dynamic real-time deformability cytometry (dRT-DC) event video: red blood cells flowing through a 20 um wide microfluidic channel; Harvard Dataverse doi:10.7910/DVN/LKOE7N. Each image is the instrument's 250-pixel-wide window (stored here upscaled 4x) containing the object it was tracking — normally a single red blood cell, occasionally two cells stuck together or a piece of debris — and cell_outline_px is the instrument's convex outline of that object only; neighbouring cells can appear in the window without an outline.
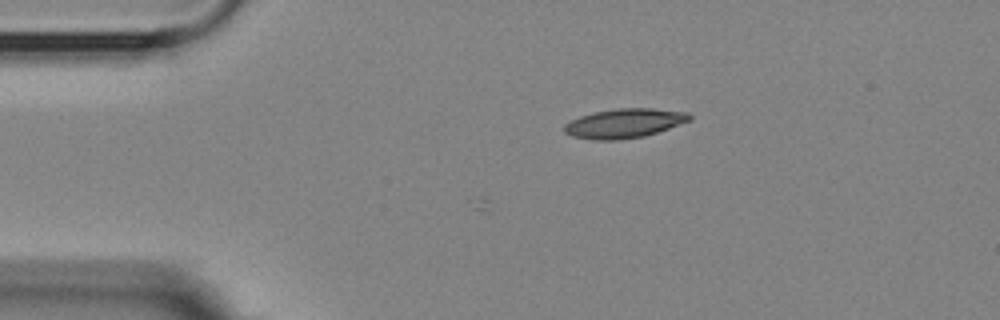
{"species": "Egyptian fruit bat (a non-hibernating species)", "species_latin": "Rousettus aegyptiacus", "temperature_condition": "room temperature", "stored_images_in_passage": 3, "camera_frame_rate_fps": 3000, "um_per_image_px": 0.085, "animal": {"sex": "female"}, "frame": {"image": 1, "passage_image": 1, "time_ms": 0.0, "image_size_px": [1000, 320], "cell_outline_px": [[692, 120], [644, 136], [620, 140], [596, 140], [572, 136], [564, 132], [564, 124], [580, 116], [596, 112], [616, 108], [652, 108], [688, 112], [692, 116]], "centroid_in_image_um": [53.08, 10.48], "position_along_channel_um": 31.9, "area_um2": 21.33}}
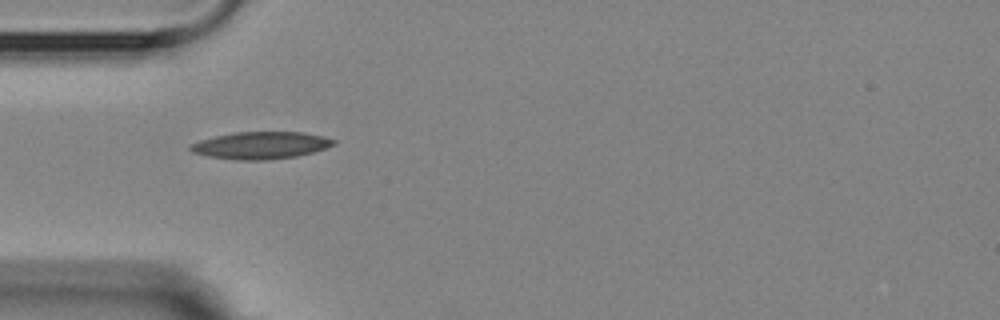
{"frame": {"image": 2, "passage_image": 2, "time_ms": 2.0, "image_size_px": [1000, 320], "cell_outline_px": [[336, 144], [312, 152], [296, 156], [268, 160], [236, 160], [208, 156], [192, 152], [188, 148], [188, 144], [200, 140], [232, 132], [304, 132], [324, 136], [336, 140]], "centroid_in_image_um": [22.14, 12.35], "position_along_channel_um": 62.9, "area_um2": 22.77}}
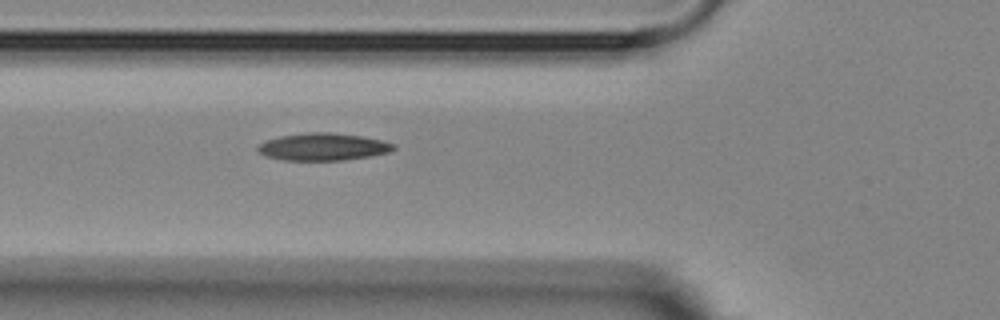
{"frame": {"image": 3, "passage_image": 3, "time_ms": 3.0, "image_size_px": [1000, 320], "cell_outline_px": [[396, 148], [388, 152], [368, 156], [344, 160], [284, 160], [264, 156], [256, 152], [256, 148], [264, 140], [280, 136], [308, 132], [328, 132], [360, 136], [380, 140], [396, 144]], "centroid_in_image_um": [27.39, 12.48], "position_along_channel_um": 98.4, "area_um2": 21.62}}